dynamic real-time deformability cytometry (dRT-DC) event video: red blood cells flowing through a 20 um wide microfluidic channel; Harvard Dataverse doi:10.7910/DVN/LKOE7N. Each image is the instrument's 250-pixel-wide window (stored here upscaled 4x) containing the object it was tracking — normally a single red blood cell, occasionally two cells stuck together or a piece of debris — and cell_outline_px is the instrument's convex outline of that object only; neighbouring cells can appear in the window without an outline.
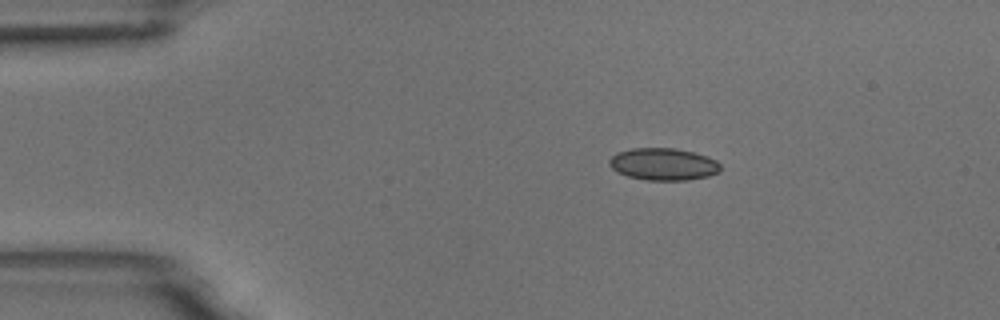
{"species": "common noctule bat (a hibernating species)", "species_latin": "Nyctalus noctula", "temperature_condition": "room temperature", "stored_images_in_passage": 3, "camera_frame_rate_fps": 3000, "um_per_image_px": 0.085, "animal": {"sex": "male", "body_mass_g": 18.8}, "frame": {"image": 1, "passage_image": 1, "time_ms": 0.0, "image_size_px": [1000, 320], "cell_outline_px": [[720, 172], [708, 176], [688, 180], [644, 180], [628, 176], [616, 172], [608, 164], [608, 160], [616, 152], [632, 148], [676, 148], [692, 152], [716, 160], [720, 164]], "centroid_in_image_um": [56.35, 13.96], "position_along_channel_um": 28.7, "area_um2": 20.92}}
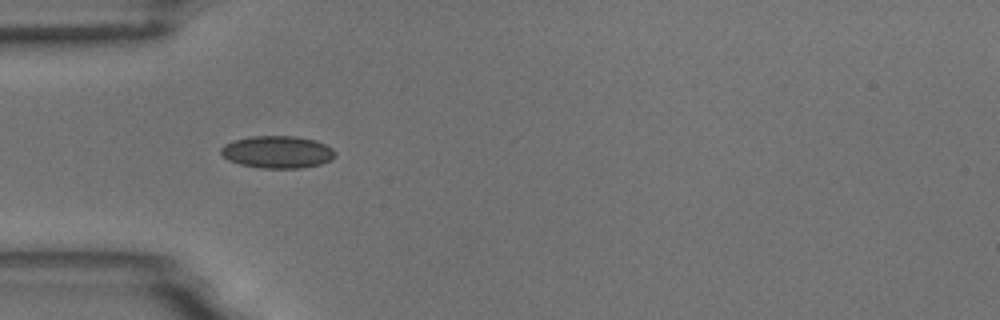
{"frame": {"image": 2, "passage_image": 3, "time_ms": 0.667, "image_size_px": [1000, 320], "cell_outline_px": [[336, 156], [332, 160], [320, 164], [300, 168], [260, 168], [240, 164], [228, 160], [220, 152], [220, 148], [224, 144], [232, 140], [252, 136], [296, 136], [316, 140], [332, 148], [336, 152]], "centroid_in_image_um": [23.58, 12.91], "position_along_channel_um": 61.4, "area_um2": 21.68}}